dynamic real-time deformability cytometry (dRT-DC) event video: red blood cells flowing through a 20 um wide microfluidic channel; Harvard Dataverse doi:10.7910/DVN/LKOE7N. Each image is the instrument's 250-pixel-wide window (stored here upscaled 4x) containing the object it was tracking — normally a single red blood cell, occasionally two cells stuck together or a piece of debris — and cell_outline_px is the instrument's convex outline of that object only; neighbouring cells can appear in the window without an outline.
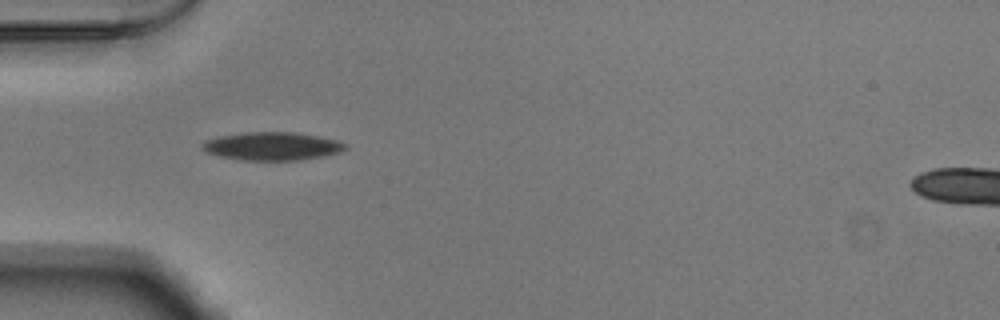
{"species": "Egyptian fruit bat (a non-hibernating species)", "species_latin": "Rousettus aegyptiacus", "temperature_condition": "warm", "stored_images_in_passage": 37, "camera_frame_rate_fps": 3000, "um_per_image_px": 0.085, "animal": {"sex": "male"}, "frame": {"image": 1, "passage_image": 1, "time_ms": 0.0, "image_size_px": [1000, 320], "cell_outline_px": [[348, 148], [340, 152], [324, 156], [300, 160], [240, 160], [220, 156], [204, 152], [200, 148], [200, 144], [204, 140], [220, 136], [244, 132], [296, 132], [320, 136], [336, 140], [348, 144]], "centroid_in_image_um": [23.12, 12.42], "position_along_channel_um": 61.9, "area_um2": 23.81}}
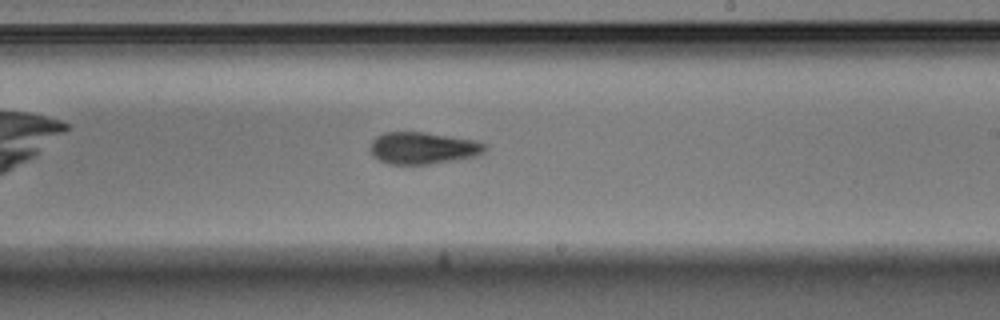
{"frame": {"image": 2, "passage_image": 16, "time_ms": 5.0, "image_size_px": [1000, 320], "cell_outline_px": [[488, 148], [484, 152], [476, 156], [428, 164], [392, 164], [380, 160], [372, 156], [372, 140], [376, 136], [384, 132], [424, 132], [476, 140], [488, 144]], "centroid_in_image_um": [35.99, 12.57], "position_along_channel_um": 253.0, "area_um2": 21.27}}
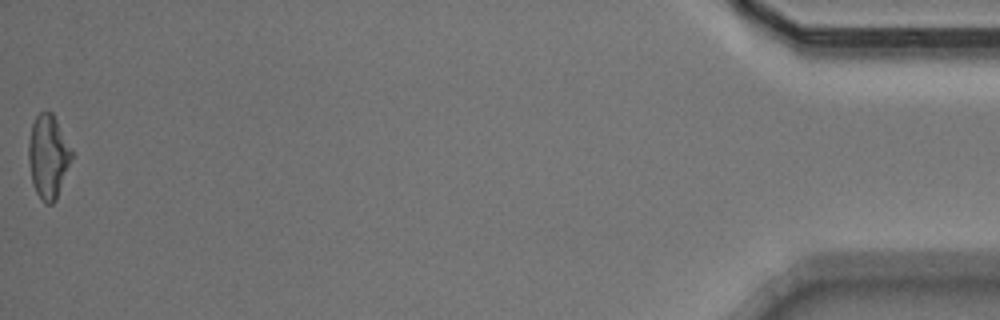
{"frame": {"image": 3, "passage_image": 37, "time_ms": 12.0, "image_size_px": [1000, 320], "cell_outline_px": [[72, 156], [56, 200], [52, 204], [44, 204], [36, 192], [32, 184], [28, 160], [28, 144], [32, 124], [36, 116], [40, 112], [48, 108], [52, 112], [72, 148]], "centroid_in_image_um": [4.08, 13.28], "position_along_channel_um": 431.1, "area_um2": 21.1}, "authors_computed_cell_mechanics": {"area_um2": 21.5016, "velocity_mm_per_s": 3.8689, "shape_relaxation_time_tau1_ms": 4.4769, "shape_relaxation_time_tau2_ms": 6.4599, "deformation_change_tau1": 0.1464, "deformation_change_tau2": 0.1573}}